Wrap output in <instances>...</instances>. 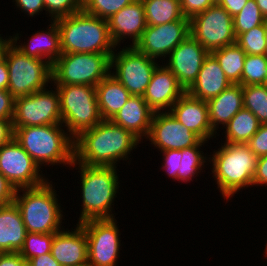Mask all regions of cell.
<instances>
[{
    "mask_svg": "<svg viewBox=\"0 0 267 266\" xmlns=\"http://www.w3.org/2000/svg\"><path fill=\"white\" fill-rule=\"evenodd\" d=\"M74 143V163L88 166H118L117 163L121 160L129 159V155L141 141L111 120H102L78 135Z\"/></svg>",
    "mask_w": 267,
    "mask_h": 266,
    "instance_id": "6da1fadb",
    "label": "cell"
},
{
    "mask_svg": "<svg viewBox=\"0 0 267 266\" xmlns=\"http://www.w3.org/2000/svg\"><path fill=\"white\" fill-rule=\"evenodd\" d=\"M74 166L80 172L79 190L82 194V209L77 224L89 220L115 219V213H112L113 203L120 187L117 166H88L73 163L72 170Z\"/></svg>",
    "mask_w": 267,
    "mask_h": 266,
    "instance_id": "7a4b0ae2",
    "label": "cell"
},
{
    "mask_svg": "<svg viewBox=\"0 0 267 266\" xmlns=\"http://www.w3.org/2000/svg\"><path fill=\"white\" fill-rule=\"evenodd\" d=\"M221 143V147L208 155L212 177L224 200L232 198L240 190L253 186V176L258 157L247 144Z\"/></svg>",
    "mask_w": 267,
    "mask_h": 266,
    "instance_id": "3957f363",
    "label": "cell"
},
{
    "mask_svg": "<svg viewBox=\"0 0 267 266\" xmlns=\"http://www.w3.org/2000/svg\"><path fill=\"white\" fill-rule=\"evenodd\" d=\"M64 129L63 125L20 127L14 131V139L39 168L61 164L71 167L74 163L75 143L74 138Z\"/></svg>",
    "mask_w": 267,
    "mask_h": 266,
    "instance_id": "277c9868",
    "label": "cell"
},
{
    "mask_svg": "<svg viewBox=\"0 0 267 266\" xmlns=\"http://www.w3.org/2000/svg\"><path fill=\"white\" fill-rule=\"evenodd\" d=\"M55 21L59 28L62 54L114 53L116 46L111 40L107 20L82 10Z\"/></svg>",
    "mask_w": 267,
    "mask_h": 266,
    "instance_id": "5b68a950",
    "label": "cell"
},
{
    "mask_svg": "<svg viewBox=\"0 0 267 266\" xmlns=\"http://www.w3.org/2000/svg\"><path fill=\"white\" fill-rule=\"evenodd\" d=\"M53 185L48 179L40 186L16 190L14 202L21 212L27 232L48 234L63 229V209Z\"/></svg>",
    "mask_w": 267,
    "mask_h": 266,
    "instance_id": "8992f818",
    "label": "cell"
},
{
    "mask_svg": "<svg viewBox=\"0 0 267 266\" xmlns=\"http://www.w3.org/2000/svg\"><path fill=\"white\" fill-rule=\"evenodd\" d=\"M55 86L60 97L62 125L74 139L102 121L94 86Z\"/></svg>",
    "mask_w": 267,
    "mask_h": 266,
    "instance_id": "52a82bcc",
    "label": "cell"
},
{
    "mask_svg": "<svg viewBox=\"0 0 267 266\" xmlns=\"http://www.w3.org/2000/svg\"><path fill=\"white\" fill-rule=\"evenodd\" d=\"M111 55L100 53L62 54L52 64V84L96 87L110 74Z\"/></svg>",
    "mask_w": 267,
    "mask_h": 266,
    "instance_id": "ba28073f",
    "label": "cell"
},
{
    "mask_svg": "<svg viewBox=\"0 0 267 266\" xmlns=\"http://www.w3.org/2000/svg\"><path fill=\"white\" fill-rule=\"evenodd\" d=\"M5 61L9 71L7 91L14 98L30 95L52 84V65L27 56L14 43L9 46Z\"/></svg>",
    "mask_w": 267,
    "mask_h": 266,
    "instance_id": "9c48e42d",
    "label": "cell"
},
{
    "mask_svg": "<svg viewBox=\"0 0 267 266\" xmlns=\"http://www.w3.org/2000/svg\"><path fill=\"white\" fill-rule=\"evenodd\" d=\"M45 88L14 100L13 130L27 126L62 125L57 88ZM51 89V90H50Z\"/></svg>",
    "mask_w": 267,
    "mask_h": 266,
    "instance_id": "30bf717a",
    "label": "cell"
},
{
    "mask_svg": "<svg viewBox=\"0 0 267 266\" xmlns=\"http://www.w3.org/2000/svg\"><path fill=\"white\" fill-rule=\"evenodd\" d=\"M116 48L111 55L110 74L131 95L143 96L150 83L151 76L159 64L158 60L139 52L134 46L125 45L123 48H120V51L119 47ZM117 50L118 52L116 53Z\"/></svg>",
    "mask_w": 267,
    "mask_h": 266,
    "instance_id": "8fae6325",
    "label": "cell"
},
{
    "mask_svg": "<svg viewBox=\"0 0 267 266\" xmlns=\"http://www.w3.org/2000/svg\"><path fill=\"white\" fill-rule=\"evenodd\" d=\"M190 35L209 53L235 44L233 17L220 5H212L190 19Z\"/></svg>",
    "mask_w": 267,
    "mask_h": 266,
    "instance_id": "7c38bea8",
    "label": "cell"
},
{
    "mask_svg": "<svg viewBox=\"0 0 267 266\" xmlns=\"http://www.w3.org/2000/svg\"><path fill=\"white\" fill-rule=\"evenodd\" d=\"M116 219L89 220L81 223L88 242V264L117 266L121 238Z\"/></svg>",
    "mask_w": 267,
    "mask_h": 266,
    "instance_id": "4fadbf2b",
    "label": "cell"
},
{
    "mask_svg": "<svg viewBox=\"0 0 267 266\" xmlns=\"http://www.w3.org/2000/svg\"><path fill=\"white\" fill-rule=\"evenodd\" d=\"M0 173L16 190L37 187L48 180L32 157L14 138L0 147Z\"/></svg>",
    "mask_w": 267,
    "mask_h": 266,
    "instance_id": "5bb4252c",
    "label": "cell"
},
{
    "mask_svg": "<svg viewBox=\"0 0 267 266\" xmlns=\"http://www.w3.org/2000/svg\"><path fill=\"white\" fill-rule=\"evenodd\" d=\"M190 35V20H178L169 23L147 26L135 48L155 60L165 59Z\"/></svg>",
    "mask_w": 267,
    "mask_h": 266,
    "instance_id": "9a60e30c",
    "label": "cell"
},
{
    "mask_svg": "<svg viewBox=\"0 0 267 266\" xmlns=\"http://www.w3.org/2000/svg\"><path fill=\"white\" fill-rule=\"evenodd\" d=\"M146 140L157 150L165 151L196 146L202 139L176 120L169 111H164L154 113Z\"/></svg>",
    "mask_w": 267,
    "mask_h": 266,
    "instance_id": "2e32d148",
    "label": "cell"
},
{
    "mask_svg": "<svg viewBox=\"0 0 267 266\" xmlns=\"http://www.w3.org/2000/svg\"><path fill=\"white\" fill-rule=\"evenodd\" d=\"M209 52L191 35L187 36L166 58L164 65L176 76L185 92L195 82Z\"/></svg>",
    "mask_w": 267,
    "mask_h": 266,
    "instance_id": "e0dca14e",
    "label": "cell"
},
{
    "mask_svg": "<svg viewBox=\"0 0 267 266\" xmlns=\"http://www.w3.org/2000/svg\"><path fill=\"white\" fill-rule=\"evenodd\" d=\"M184 93L176 76L162 61V65L156 66L143 98L154 112H164L169 111Z\"/></svg>",
    "mask_w": 267,
    "mask_h": 266,
    "instance_id": "ac0fdd59",
    "label": "cell"
},
{
    "mask_svg": "<svg viewBox=\"0 0 267 266\" xmlns=\"http://www.w3.org/2000/svg\"><path fill=\"white\" fill-rule=\"evenodd\" d=\"M75 229L63 228L54 235L51 254L61 266H85L88 264V242L81 224Z\"/></svg>",
    "mask_w": 267,
    "mask_h": 266,
    "instance_id": "d6986e66",
    "label": "cell"
},
{
    "mask_svg": "<svg viewBox=\"0 0 267 266\" xmlns=\"http://www.w3.org/2000/svg\"><path fill=\"white\" fill-rule=\"evenodd\" d=\"M107 21L111 40L116 47H120L122 40L127 38L132 39L131 45L127 46H135L147 27L142 0H135L123 7Z\"/></svg>",
    "mask_w": 267,
    "mask_h": 266,
    "instance_id": "ffe728a7",
    "label": "cell"
},
{
    "mask_svg": "<svg viewBox=\"0 0 267 266\" xmlns=\"http://www.w3.org/2000/svg\"><path fill=\"white\" fill-rule=\"evenodd\" d=\"M169 112L186 128L197 134L202 140L216 138L209 122L208 105L206 101L197 99L185 92L171 107Z\"/></svg>",
    "mask_w": 267,
    "mask_h": 266,
    "instance_id": "44dd1931",
    "label": "cell"
},
{
    "mask_svg": "<svg viewBox=\"0 0 267 266\" xmlns=\"http://www.w3.org/2000/svg\"><path fill=\"white\" fill-rule=\"evenodd\" d=\"M47 28L48 29L45 31L41 29V31L33 33L30 39L23 44L20 43L21 40H19L21 34L19 36L18 32L14 33L13 36H11L12 42L27 56L46 60L52 65L62 55L60 33L56 21L51 20Z\"/></svg>",
    "mask_w": 267,
    "mask_h": 266,
    "instance_id": "7402d4cb",
    "label": "cell"
},
{
    "mask_svg": "<svg viewBox=\"0 0 267 266\" xmlns=\"http://www.w3.org/2000/svg\"><path fill=\"white\" fill-rule=\"evenodd\" d=\"M154 113L143 96L131 95L111 121L130 131L143 143V138L148 136Z\"/></svg>",
    "mask_w": 267,
    "mask_h": 266,
    "instance_id": "603a6c76",
    "label": "cell"
},
{
    "mask_svg": "<svg viewBox=\"0 0 267 266\" xmlns=\"http://www.w3.org/2000/svg\"><path fill=\"white\" fill-rule=\"evenodd\" d=\"M231 84L219 62L209 53L203 61L195 82L186 92L197 99L207 102L218 96Z\"/></svg>",
    "mask_w": 267,
    "mask_h": 266,
    "instance_id": "cb8c5ba5",
    "label": "cell"
},
{
    "mask_svg": "<svg viewBox=\"0 0 267 266\" xmlns=\"http://www.w3.org/2000/svg\"><path fill=\"white\" fill-rule=\"evenodd\" d=\"M207 105L210 125L213 131L218 134L217 130L224 129L231 118L243 108V86L231 84L218 96L208 100Z\"/></svg>",
    "mask_w": 267,
    "mask_h": 266,
    "instance_id": "d4e9b609",
    "label": "cell"
},
{
    "mask_svg": "<svg viewBox=\"0 0 267 266\" xmlns=\"http://www.w3.org/2000/svg\"><path fill=\"white\" fill-rule=\"evenodd\" d=\"M27 233L15 202L0 205V253L19 252Z\"/></svg>",
    "mask_w": 267,
    "mask_h": 266,
    "instance_id": "484cf974",
    "label": "cell"
},
{
    "mask_svg": "<svg viewBox=\"0 0 267 266\" xmlns=\"http://www.w3.org/2000/svg\"><path fill=\"white\" fill-rule=\"evenodd\" d=\"M95 89L102 120H111L131 96L130 92L111 74L104 78Z\"/></svg>",
    "mask_w": 267,
    "mask_h": 266,
    "instance_id": "4316f807",
    "label": "cell"
},
{
    "mask_svg": "<svg viewBox=\"0 0 267 266\" xmlns=\"http://www.w3.org/2000/svg\"><path fill=\"white\" fill-rule=\"evenodd\" d=\"M258 118L245 108L239 110L224 127L226 143L246 144L260 127Z\"/></svg>",
    "mask_w": 267,
    "mask_h": 266,
    "instance_id": "83f0119b",
    "label": "cell"
},
{
    "mask_svg": "<svg viewBox=\"0 0 267 266\" xmlns=\"http://www.w3.org/2000/svg\"><path fill=\"white\" fill-rule=\"evenodd\" d=\"M142 2L147 26L190 20L184 17L180 0H142Z\"/></svg>",
    "mask_w": 267,
    "mask_h": 266,
    "instance_id": "f1b7e54d",
    "label": "cell"
},
{
    "mask_svg": "<svg viewBox=\"0 0 267 266\" xmlns=\"http://www.w3.org/2000/svg\"><path fill=\"white\" fill-rule=\"evenodd\" d=\"M211 54L219 62L223 72L232 84L242 85V72L246 53L236 43L213 50Z\"/></svg>",
    "mask_w": 267,
    "mask_h": 266,
    "instance_id": "f546056e",
    "label": "cell"
},
{
    "mask_svg": "<svg viewBox=\"0 0 267 266\" xmlns=\"http://www.w3.org/2000/svg\"><path fill=\"white\" fill-rule=\"evenodd\" d=\"M206 143L207 141L201 140L196 146L181 150V165L177 175V181H179V183L191 182L192 179H194L195 176L198 177V175L203 172L202 169L204 170V167L208 165L209 157H207L200 148L203 147L202 145H206Z\"/></svg>",
    "mask_w": 267,
    "mask_h": 266,
    "instance_id": "4dcf8cb0",
    "label": "cell"
},
{
    "mask_svg": "<svg viewBox=\"0 0 267 266\" xmlns=\"http://www.w3.org/2000/svg\"><path fill=\"white\" fill-rule=\"evenodd\" d=\"M243 108L250 110L261 125L267 124V86H243Z\"/></svg>",
    "mask_w": 267,
    "mask_h": 266,
    "instance_id": "1f68e13d",
    "label": "cell"
},
{
    "mask_svg": "<svg viewBox=\"0 0 267 266\" xmlns=\"http://www.w3.org/2000/svg\"><path fill=\"white\" fill-rule=\"evenodd\" d=\"M235 43L246 54L267 55V20L262 25L239 34Z\"/></svg>",
    "mask_w": 267,
    "mask_h": 266,
    "instance_id": "d6a6232c",
    "label": "cell"
},
{
    "mask_svg": "<svg viewBox=\"0 0 267 266\" xmlns=\"http://www.w3.org/2000/svg\"><path fill=\"white\" fill-rule=\"evenodd\" d=\"M265 21L255 0H248L242 10L233 17L235 36L262 25Z\"/></svg>",
    "mask_w": 267,
    "mask_h": 266,
    "instance_id": "836d02e7",
    "label": "cell"
},
{
    "mask_svg": "<svg viewBox=\"0 0 267 266\" xmlns=\"http://www.w3.org/2000/svg\"><path fill=\"white\" fill-rule=\"evenodd\" d=\"M267 55L247 54L242 72V86L265 84Z\"/></svg>",
    "mask_w": 267,
    "mask_h": 266,
    "instance_id": "e575fe53",
    "label": "cell"
},
{
    "mask_svg": "<svg viewBox=\"0 0 267 266\" xmlns=\"http://www.w3.org/2000/svg\"><path fill=\"white\" fill-rule=\"evenodd\" d=\"M55 234L28 232L19 253L28 261L33 257L51 252V245Z\"/></svg>",
    "mask_w": 267,
    "mask_h": 266,
    "instance_id": "d590c367",
    "label": "cell"
},
{
    "mask_svg": "<svg viewBox=\"0 0 267 266\" xmlns=\"http://www.w3.org/2000/svg\"><path fill=\"white\" fill-rule=\"evenodd\" d=\"M135 0H82V10L92 16L108 20Z\"/></svg>",
    "mask_w": 267,
    "mask_h": 266,
    "instance_id": "8d00e7d4",
    "label": "cell"
},
{
    "mask_svg": "<svg viewBox=\"0 0 267 266\" xmlns=\"http://www.w3.org/2000/svg\"><path fill=\"white\" fill-rule=\"evenodd\" d=\"M50 21L82 11V0H43Z\"/></svg>",
    "mask_w": 267,
    "mask_h": 266,
    "instance_id": "74e56055",
    "label": "cell"
},
{
    "mask_svg": "<svg viewBox=\"0 0 267 266\" xmlns=\"http://www.w3.org/2000/svg\"><path fill=\"white\" fill-rule=\"evenodd\" d=\"M163 154L162 169L165 170L167 175L173 179V181H177L178 171L180 170L181 165V150H165L161 151Z\"/></svg>",
    "mask_w": 267,
    "mask_h": 266,
    "instance_id": "f35d334b",
    "label": "cell"
},
{
    "mask_svg": "<svg viewBox=\"0 0 267 266\" xmlns=\"http://www.w3.org/2000/svg\"><path fill=\"white\" fill-rule=\"evenodd\" d=\"M246 144L257 157L267 155V124L260 125Z\"/></svg>",
    "mask_w": 267,
    "mask_h": 266,
    "instance_id": "ab89813d",
    "label": "cell"
},
{
    "mask_svg": "<svg viewBox=\"0 0 267 266\" xmlns=\"http://www.w3.org/2000/svg\"><path fill=\"white\" fill-rule=\"evenodd\" d=\"M180 3L184 17L189 19L214 5L212 0H180Z\"/></svg>",
    "mask_w": 267,
    "mask_h": 266,
    "instance_id": "60d3db41",
    "label": "cell"
},
{
    "mask_svg": "<svg viewBox=\"0 0 267 266\" xmlns=\"http://www.w3.org/2000/svg\"><path fill=\"white\" fill-rule=\"evenodd\" d=\"M15 2V7L19 10L21 9V12H24L28 15V17H34L37 14L43 10H45V5L43 0H13Z\"/></svg>",
    "mask_w": 267,
    "mask_h": 266,
    "instance_id": "b9f144b4",
    "label": "cell"
},
{
    "mask_svg": "<svg viewBox=\"0 0 267 266\" xmlns=\"http://www.w3.org/2000/svg\"><path fill=\"white\" fill-rule=\"evenodd\" d=\"M15 98L7 91L0 89V119L12 120Z\"/></svg>",
    "mask_w": 267,
    "mask_h": 266,
    "instance_id": "7bdbcfd3",
    "label": "cell"
},
{
    "mask_svg": "<svg viewBox=\"0 0 267 266\" xmlns=\"http://www.w3.org/2000/svg\"><path fill=\"white\" fill-rule=\"evenodd\" d=\"M15 194L14 186L0 173V205L14 202Z\"/></svg>",
    "mask_w": 267,
    "mask_h": 266,
    "instance_id": "ee69618b",
    "label": "cell"
},
{
    "mask_svg": "<svg viewBox=\"0 0 267 266\" xmlns=\"http://www.w3.org/2000/svg\"><path fill=\"white\" fill-rule=\"evenodd\" d=\"M253 185L267 186V155L258 157L256 170L253 176Z\"/></svg>",
    "mask_w": 267,
    "mask_h": 266,
    "instance_id": "f6af8a7d",
    "label": "cell"
},
{
    "mask_svg": "<svg viewBox=\"0 0 267 266\" xmlns=\"http://www.w3.org/2000/svg\"><path fill=\"white\" fill-rule=\"evenodd\" d=\"M26 263L19 252L0 253V266H24Z\"/></svg>",
    "mask_w": 267,
    "mask_h": 266,
    "instance_id": "bcb514c9",
    "label": "cell"
},
{
    "mask_svg": "<svg viewBox=\"0 0 267 266\" xmlns=\"http://www.w3.org/2000/svg\"><path fill=\"white\" fill-rule=\"evenodd\" d=\"M14 138L12 120L0 119V147L9 143Z\"/></svg>",
    "mask_w": 267,
    "mask_h": 266,
    "instance_id": "7dc6e473",
    "label": "cell"
},
{
    "mask_svg": "<svg viewBox=\"0 0 267 266\" xmlns=\"http://www.w3.org/2000/svg\"><path fill=\"white\" fill-rule=\"evenodd\" d=\"M31 266H61L52 256L51 252L33 257L27 261Z\"/></svg>",
    "mask_w": 267,
    "mask_h": 266,
    "instance_id": "c3c4849f",
    "label": "cell"
},
{
    "mask_svg": "<svg viewBox=\"0 0 267 266\" xmlns=\"http://www.w3.org/2000/svg\"><path fill=\"white\" fill-rule=\"evenodd\" d=\"M247 1L248 0H222L219 5L227 10L232 17H234L242 10Z\"/></svg>",
    "mask_w": 267,
    "mask_h": 266,
    "instance_id": "681fc988",
    "label": "cell"
},
{
    "mask_svg": "<svg viewBox=\"0 0 267 266\" xmlns=\"http://www.w3.org/2000/svg\"><path fill=\"white\" fill-rule=\"evenodd\" d=\"M8 83H9V71L6 61H4L2 64H0V89L8 90Z\"/></svg>",
    "mask_w": 267,
    "mask_h": 266,
    "instance_id": "f907efd6",
    "label": "cell"
},
{
    "mask_svg": "<svg viewBox=\"0 0 267 266\" xmlns=\"http://www.w3.org/2000/svg\"><path fill=\"white\" fill-rule=\"evenodd\" d=\"M8 37V38H7ZM4 37L0 34V64L5 61L6 53L9 49V46L13 43L11 35Z\"/></svg>",
    "mask_w": 267,
    "mask_h": 266,
    "instance_id": "816d5d0a",
    "label": "cell"
},
{
    "mask_svg": "<svg viewBox=\"0 0 267 266\" xmlns=\"http://www.w3.org/2000/svg\"><path fill=\"white\" fill-rule=\"evenodd\" d=\"M262 16L267 20V0H255Z\"/></svg>",
    "mask_w": 267,
    "mask_h": 266,
    "instance_id": "f5cc1de1",
    "label": "cell"
},
{
    "mask_svg": "<svg viewBox=\"0 0 267 266\" xmlns=\"http://www.w3.org/2000/svg\"><path fill=\"white\" fill-rule=\"evenodd\" d=\"M212 2L213 4L219 5L222 2V0H212Z\"/></svg>",
    "mask_w": 267,
    "mask_h": 266,
    "instance_id": "db71d44e",
    "label": "cell"
},
{
    "mask_svg": "<svg viewBox=\"0 0 267 266\" xmlns=\"http://www.w3.org/2000/svg\"><path fill=\"white\" fill-rule=\"evenodd\" d=\"M265 247H266V248L264 249V251H265V254H264V255H265V257H267V241H266V245H265Z\"/></svg>",
    "mask_w": 267,
    "mask_h": 266,
    "instance_id": "11a10c76",
    "label": "cell"
},
{
    "mask_svg": "<svg viewBox=\"0 0 267 266\" xmlns=\"http://www.w3.org/2000/svg\"><path fill=\"white\" fill-rule=\"evenodd\" d=\"M264 85H267V67H266V78H265V84Z\"/></svg>",
    "mask_w": 267,
    "mask_h": 266,
    "instance_id": "9f6ffc18",
    "label": "cell"
}]
</instances>
